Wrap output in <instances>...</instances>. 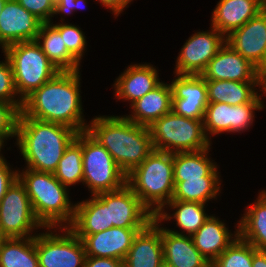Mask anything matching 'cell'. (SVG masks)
<instances>
[{"label": "cell", "mask_w": 266, "mask_h": 267, "mask_svg": "<svg viewBox=\"0 0 266 267\" xmlns=\"http://www.w3.org/2000/svg\"><path fill=\"white\" fill-rule=\"evenodd\" d=\"M80 92V71H60L23 100L19 116L86 131Z\"/></svg>", "instance_id": "1"}, {"label": "cell", "mask_w": 266, "mask_h": 267, "mask_svg": "<svg viewBox=\"0 0 266 267\" xmlns=\"http://www.w3.org/2000/svg\"><path fill=\"white\" fill-rule=\"evenodd\" d=\"M86 131L104 146L126 175L154 150L149 127L125 116H96Z\"/></svg>", "instance_id": "2"}, {"label": "cell", "mask_w": 266, "mask_h": 267, "mask_svg": "<svg viewBox=\"0 0 266 267\" xmlns=\"http://www.w3.org/2000/svg\"><path fill=\"white\" fill-rule=\"evenodd\" d=\"M77 134V131L62 124L19 116L16 144L28 169L54 173Z\"/></svg>", "instance_id": "3"}, {"label": "cell", "mask_w": 266, "mask_h": 267, "mask_svg": "<svg viewBox=\"0 0 266 267\" xmlns=\"http://www.w3.org/2000/svg\"><path fill=\"white\" fill-rule=\"evenodd\" d=\"M24 170L18 171V178L26 188L37 220L44 228L69 227L75 215V204L68 197L69 188L51 172Z\"/></svg>", "instance_id": "4"}, {"label": "cell", "mask_w": 266, "mask_h": 267, "mask_svg": "<svg viewBox=\"0 0 266 267\" xmlns=\"http://www.w3.org/2000/svg\"><path fill=\"white\" fill-rule=\"evenodd\" d=\"M126 184L155 217L174 192L173 153L153 150L126 176Z\"/></svg>", "instance_id": "5"}, {"label": "cell", "mask_w": 266, "mask_h": 267, "mask_svg": "<svg viewBox=\"0 0 266 267\" xmlns=\"http://www.w3.org/2000/svg\"><path fill=\"white\" fill-rule=\"evenodd\" d=\"M2 53L10 62L15 88L22 100L60 72L36 41L11 44Z\"/></svg>", "instance_id": "6"}, {"label": "cell", "mask_w": 266, "mask_h": 267, "mask_svg": "<svg viewBox=\"0 0 266 267\" xmlns=\"http://www.w3.org/2000/svg\"><path fill=\"white\" fill-rule=\"evenodd\" d=\"M153 149L168 153L196 152L210 148L202 120L186 118L173 111L149 126Z\"/></svg>", "instance_id": "7"}, {"label": "cell", "mask_w": 266, "mask_h": 267, "mask_svg": "<svg viewBox=\"0 0 266 267\" xmlns=\"http://www.w3.org/2000/svg\"><path fill=\"white\" fill-rule=\"evenodd\" d=\"M83 185L91 195L115 191L126 184V174L110 153L87 131L82 132Z\"/></svg>", "instance_id": "8"}, {"label": "cell", "mask_w": 266, "mask_h": 267, "mask_svg": "<svg viewBox=\"0 0 266 267\" xmlns=\"http://www.w3.org/2000/svg\"><path fill=\"white\" fill-rule=\"evenodd\" d=\"M41 228L26 188L17 178L0 201V231L6 238H28L36 236L32 235L34 229Z\"/></svg>", "instance_id": "9"}, {"label": "cell", "mask_w": 266, "mask_h": 267, "mask_svg": "<svg viewBox=\"0 0 266 267\" xmlns=\"http://www.w3.org/2000/svg\"><path fill=\"white\" fill-rule=\"evenodd\" d=\"M46 229L49 232L35 236L39 267H84L86 253L82 240L68 227L61 229L63 235L56 233L57 228Z\"/></svg>", "instance_id": "10"}, {"label": "cell", "mask_w": 266, "mask_h": 267, "mask_svg": "<svg viewBox=\"0 0 266 267\" xmlns=\"http://www.w3.org/2000/svg\"><path fill=\"white\" fill-rule=\"evenodd\" d=\"M96 195L107 205L109 229H144L154 218L127 184L118 190Z\"/></svg>", "instance_id": "11"}, {"label": "cell", "mask_w": 266, "mask_h": 267, "mask_svg": "<svg viewBox=\"0 0 266 267\" xmlns=\"http://www.w3.org/2000/svg\"><path fill=\"white\" fill-rule=\"evenodd\" d=\"M208 31H199L188 38L177 56L175 75H201L209 61L226 43V37L210 26Z\"/></svg>", "instance_id": "12"}, {"label": "cell", "mask_w": 266, "mask_h": 267, "mask_svg": "<svg viewBox=\"0 0 266 267\" xmlns=\"http://www.w3.org/2000/svg\"><path fill=\"white\" fill-rule=\"evenodd\" d=\"M261 103H244L229 105L221 102H208L204 114V131L208 135H219L224 132L249 130L253 124L255 110H262Z\"/></svg>", "instance_id": "13"}, {"label": "cell", "mask_w": 266, "mask_h": 267, "mask_svg": "<svg viewBox=\"0 0 266 267\" xmlns=\"http://www.w3.org/2000/svg\"><path fill=\"white\" fill-rule=\"evenodd\" d=\"M170 85L172 111L186 118L203 121L208 105L206 80L200 75L177 74Z\"/></svg>", "instance_id": "14"}, {"label": "cell", "mask_w": 266, "mask_h": 267, "mask_svg": "<svg viewBox=\"0 0 266 267\" xmlns=\"http://www.w3.org/2000/svg\"><path fill=\"white\" fill-rule=\"evenodd\" d=\"M228 43L256 68L266 64V7L226 37Z\"/></svg>", "instance_id": "15"}, {"label": "cell", "mask_w": 266, "mask_h": 267, "mask_svg": "<svg viewBox=\"0 0 266 267\" xmlns=\"http://www.w3.org/2000/svg\"><path fill=\"white\" fill-rule=\"evenodd\" d=\"M43 24L16 0H7L0 15V46L2 50L14 43L35 41Z\"/></svg>", "instance_id": "16"}, {"label": "cell", "mask_w": 266, "mask_h": 267, "mask_svg": "<svg viewBox=\"0 0 266 267\" xmlns=\"http://www.w3.org/2000/svg\"><path fill=\"white\" fill-rule=\"evenodd\" d=\"M200 76L204 80L257 81V68L225 43Z\"/></svg>", "instance_id": "17"}, {"label": "cell", "mask_w": 266, "mask_h": 267, "mask_svg": "<svg viewBox=\"0 0 266 267\" xmlns=\"http://www.w3.org/2000/svg\"><path fill=\"white\" fill-rule=\"evenodd\" d=\"M142 229L111 227L92 235H76L85 247L86 257L124 260L133 240Z\"/></svg>", "instance_id": "18"}, {"label": "cell", "mask_w": 266, "mask_h": 267, "mask_svg": "<svg viewBox=\"0 0 266 267\" xmlns=\"http://www.w3.org/2000/svg\"><path fill=\"white\" fill-rule=\"evenodd\" d=\"M159 223L154 217L138 232L123 260V267H164L161 223Z\"/></svg>", "instance_id": "19"}, {"label": "cell", "mask_w": 266, "mask_h": 267, "mask_svg": "<svg viewBox=\"0 0 266 267\" xmlns=\"http://www.w3.org/2000/svg\"><path fill=\"white\" fill-rule=\"evenodd\" d=\"M266 7V0H220L212 12L211 26L227 37Z\"/></svg>", "instance_id": "20"}, {"label": "cell", "mask_w": 266, "mask_h": 267, "mask_svg": "<svg viewBox=\"0 0 266 267\" xmlns=\"http://www.w3.org/2000/svg\"><path fill=\"white\" fill-rule=\"evenodd\" d=\"M164 267H211L195 247L191 236L180 235L161 227Z\"/></svg>", "instance_id": "21"}, {"label": "cell", "mask_w": 266, "mask_h": 267, "mask_svg": "<svg viewBox=\"0 0 266 267\" xmlns=\"http://www.w3.org/2000/svg\"><path fill=\"white\" fill-rule=\"evenodd\" d=\"M160 82L158 72L153 65L134 64L127 69L114 83L117 99L130 101L131 104L142 98L146 93L158 87Z\"/></svg>", "instance_id": "22"}, {"label": "cell", "mask_w": 266, "mask_h": 267, "mask_svg": "<svg viewBox=\"0 0 266 267\" xmlns=\"http://www.w3.org/2000/svg\"><path fill=\"white\" fill-rule=\"evenodd\" d=\"M236 228L233 235L222 220L211 215L191 237L199 252L212 263L239 238V226Z\"/></svg>", "instance_id": "23"}, {"label": "cell", "mask_w": 266, "mask_h": 267, "mask_svg": "<svg viewBox=\"0 0 266 267\" xmlns=\"http://www.w3.org/2000/svg\"><path fill=\"white\" fill-rule=\"evenodd\" d=\"M132 114L125 117L138 125L151 126L163 115L172 111V88L162 82L154 90L131 104Z\"/></svg>", "instance_id": "24"}, {"label": "cell", "mask_w": 266, "mask_h": 267, "mask_svg": "<svg viewBox=\"0 0 266 267\" xmlns=\"http://www.w3.org/2000/svg\"><path fill=\"white\" fill-rule=\"evenodd\" d=\"M208 102H221L229 105L261 103L262 94L255 88L257 81L206 80Z\"/></svg>", "instance_id": "25"}, {"label": "cell", "mask_w": 266, "mask_h": 267, "mask_svg": "<svg viewBox=\"0 0 266 267\" xmlns=\"http://www.w3.org/2000/svg\"><path fill=\"white\" fill-rule=\"evenodd\" d=\"M68 228L75 235H92L109 229L107 205L97 195L75 203L74 219Z\"/></svg>", "instance_id": "26"}, {"label": "cell", "mask_w": 266, "mask_h": 267, "mask_svg": "<svg viewBox=\"0 0 266 267\" xmlns=\"http://www.w3.org/2000/svg\"><path fill=\"white\" fill-rule=\"evenodd\" d=\"M210 148L196 152L173 153L174 181L219 177L217 164L207 155Z\"/></svg>", "instance_id": "27"}, {"label": "cell", "mask_w": 266, "mask_h": 267, "mask_svg": "<svg viewBox=\"0 0 266 267\" xmlns=\"http://www.w3.org/2000/svg\"><path fill=\"white\" fill-rule=\"evenodd\" d=\"M238 221L239 237L259 251H266V190H262L257 201L247 207Z\"/></svg>", "instance_id": "28"}, {"label": "cell", "mask_w": 266, "mask_h": 267, "mask_svg": "<svg viewBox=\"0 0 266 267\" xmlns=\"http://www.w3.org/2000/svg\"><path fill=\"white\" fill-rule=\"evenodd\" d=\"M165 206H169L176 211L169 215L167 211L161 210L155 218L159 222L169 221L171 218H174L176 226L180 227L183 231L168 230L180 235L192 236L210 216L205 213V204L199 202L170 200Z\"/></svg>", "instance_id": "29"}, {"label": "cell", "mask_w": 266, "mask_h": 267, "mask_svg": "<svg viewBox=\"0 0 266 267\" xmlns=\"http://www.w3.org/2000/svg\"><path fill=\"white\" fill-rule=\"evenodd\" d=\"M35 41L59 71L80 70V63L68 52L60 33L50 23L41 25Z\"/></svg>", "instance_id": "30"}, {"label": "cell", "mask_w": 266, "mask_h": 267, "mask_svg": "<svg viewBox=\"0 0 266 267\" xmlns=\"http://www.w3.org/2000/svg\"><path fill=\"white\" fill-rule=\"evenodd\" d=\"M0 267H39L35 236L6 238L0 246Z\"/></svg>", "instance_id": "31"}, {"label": "cell", "mask_w": 266, "mask_h": 267, "mask_svg": "<svg viewBox=\"0 0 266 267\" xmlns=\"http://www.w3.org/2000/svg\"><path fill=\"white\" fill-rule=\"evenodd\" d=\"M219 185H221L220 177H202V179L174 181V192L171 200L206 204L210 199H217L216 197L221 191Z\"/></svg>", "instance_id": "32"}, {"label": "cell", "mask_w": 266, "mask_h": 267, "mask_svg": "<svg viewBox=\"0 0 266 267\" xmlns=\"http://www.w3.org/2000/svg\"><path fill=\"white\" fill-rule=\"evenodd\" d=\"M53 174L66 187L83 183L82 132L66 148Z\"/></svg>", "instance_id": "33"}, {"label": "cell", "mask_w": 266, "mask_h": 267, "mask_svg": "<svg viewBox=\"0 0 266 267\" xmlns=\"http://www.w3.org/2000/svg\"><path fill=\"white\" fill-rule=\"evenodd\" d=\"M256 250L239 237L211 263V267H252L253 253Z\"/></svg>", "instance_id": "34"}, {"label": "cell", "mask_w": 266, "mask_h": 267, "mask_svg": "<svg viewBox=\"0 0 266 267\" xmlns=\"http://www.w3.org/2000/svg\"><path fill=\"white\" fill-rule=\"evenodd\" d=\"M50 24L60 33L68 52L80 63L87 45L81 28L63 22L58 24L50 22Z\"/></svg>", "instance_id": "35"}, {"label": "cell", "mask_w": 266, "mask_h": 267, "mask_svg": "<svg viewBox=\"0 0 266 267\" xmlns=\"http://www.w3.org/2000/svg\"><path fill=\"white\" fill-rule=\"evenodd\" d=\"M4 58V62L0 61V101L12 103L21 111L23 100L19 99L20 97L15 98L18 94L15 88L12 68L7 57L5 56Z\"/></svg>", "instance_id": "36"}, {"label": "cell", "mask_w": 266, "mask_h": 267, "mask_svg": "<svg viewBox=\"0 0 266 267\" xmlns=\"http://www.w3.org/2000/svg\"><path fill=\"white\" fill-rule=\"evenodd\" d=\"M20 110L12 103L0 101V140L16 136ZM6 139V140H5Z\"/></svg>", "instance_id": "37"}, {"label": "cell", "mask_w": 266, "mask_h": 267, "mask_svg": "<svg viewBox=\"0 0 266 267\" xmlns=\"http://www.w3.org/2000/svg\"><path fill=\"white\" fill-rule=\"evenodd\" d=\"M43 23H50L54 17L56 0H16Z\"/></svg>", "instance_id": "38"}, {"label": "cell", "mask_w": 266, "mask_h": 267, "mask_svg": "<svg viewBox=\"0 0 266 267\" xmlns=\"http://www.w3.org/2000/svg\"><path fill=\"white\" fill-rule=\"evenodd\" d=\"M10 165L5 158L0 160V201L6 194V191L18 178L19 170H11Z\"/></svg>", "instance_id": "39"}, {"label": "cell", "mask_w": 266, "mask_h": 267, "mask_svg": "<svg viewBox=\"0 0 266 267\" xmlns=\"http://www.w3.org/2000/svg\"><path fill=\"white\" fill-rule=\"evenodd\" d=\"M86 0H56L54 15L71 14L74 10L83 9L82 5L85 6Z\"/></svg>", "instance_id": "40"}, {"label": "cell", "mask_w": 266, "mask_h": 267, "mask_svg": "<svg viewBox=\"0 0 266 267\" xmlns=\"http://www.w3.org/2000/svg\"><path fill=\"white\" fill-rule=\"evenodd\" d=\"M84 267H123V261L114 258L86 257Z\"/></svg>", "instance_id": "41"}, {"label": "cell", "mask_w": 266, "mask_h": 267, "mask_svg": "<svg viewBox=\"0 0 266 267\" xmlns=\"http://www.w3.org/2000/svg\"><path fill=\"white\" fill-rule=\"evenodd\" d=\"M100 1L103 7L110 9L114 15L117 17L120 13L123 12V9L130 4L133 0H96Z\"/></svg>", "instance_id": "42"}, {"label": "cell", "mask_w": 266, "mask_h": 267, "mask_svg": "<svg viewBox=\"0 0 266 267\" xmlns=\"http://www.w3.org/2000/svg\"><path fill=\"white\" fill-rule=\"evenodd\" d=\"M257 87L259 86L260 92L265 93L266 96V64L257 68Z\"/></svg>", "instance_id": "43"}, {"label": "cell", "mask_w": 266, "mask_h": 267, "mask_svg": "<svg viewBox=\"0 0 266 267\" xmlns=\"http://www.w3.org/2000/svg\"><path fill=\"white\" fill-rule=\"evenodd\" d=\"M252 267H266V251L256 250L253 253Z\"/></svg>", "instance_id": "44"}, {"label": "cell", "mask_w": 266, "mask_h": 267, "mask_svg": "<svg viewBox=\"0 0 266 267\" xmlns=\"http://www.w3.org/2000/svg\"><path fill=\"white\" fill-rule=\"evenodd\" d=\"M7 0H0V15Z\"/></svg>", "instance_id": "45"}, {"label": "cell", "mask_w": 266, "mask_h": 267, "mask_svg": "<svg viewBox=\"0 0 266 267\" xmlns=\"http://www.w3.org/2000/svg\"><path fill=\"white\" fill-rule=\"evenodd\" d=\"M6 239V237L4 236V234L0 231V246L3 243V241Z\"/></svg>", "instance_id": "46"}, {"label": "cell", "mask_w": 266, "mask_h": 267, "mask_svg": "<svg viewBox=\"0 0 266 267\" xmlns=\"http://www.w3.org/2000/svg\"><path fill=\"white\" fill-rule=\"evenodd\" d=\"M4 143L0 140V160L3 159L4 157L1 154V149H3L4 147Z\"/></svg>", "instance_id": "47"}]
</instances>
